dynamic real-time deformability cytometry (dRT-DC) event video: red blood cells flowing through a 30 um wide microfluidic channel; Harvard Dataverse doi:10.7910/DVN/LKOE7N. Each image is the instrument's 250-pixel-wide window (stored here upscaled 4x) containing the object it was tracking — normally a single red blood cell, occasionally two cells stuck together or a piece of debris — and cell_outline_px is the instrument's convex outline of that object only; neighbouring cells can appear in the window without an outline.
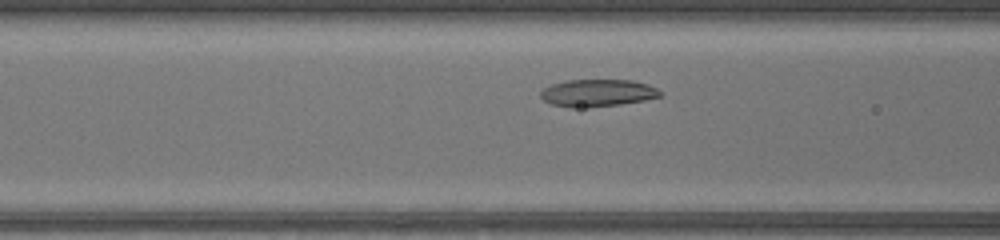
{"species": "common noctule bat (a hibernating species)", "species_latin": "Nyctalus noctula", "temperature_condition": "warm", "stored_images_in_passage": 31, "camera_frame_rate_fps": 3000, "um_per_image_px": 0.085, "animal": {"sex": "female", "body_mass_g": 17.0, "forearm_length_mm": 48.0}, "frame": {"image": 1, "passage_image": 8, "time_ms": 2.333, "image_size_px": [1000, 240], "cell_outline_px": [[660, 96], [644, 100], [620, 104], [572, 108], [552, 104], [544, 100], [540, 96], [540, 92], [544, 88], [552, 84], [568, 80], [632, 80], [648, 84], [656, 88], [660, 92]], "centroid_in_image_um": [50.77, 7.89], "position_along_channel_um": 115.8, "area_um2": 18.73}}
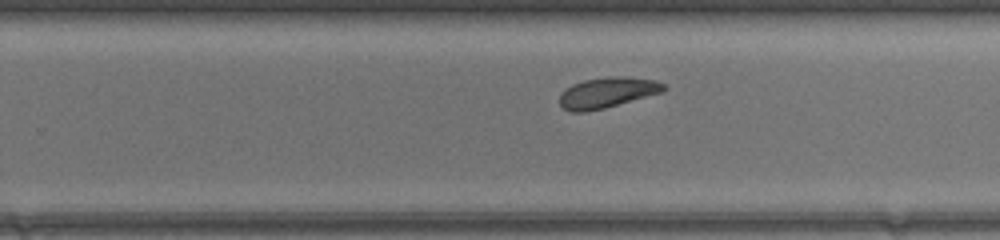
{"frame": {"image": 2, "passage_image": 20, "time_ms": 6.333, "image_size_px": [1000, 240], "cell_outline_px": [[668, 88], [660, 92], [604, 108], [584, 112], [572, 112], [564, 108], [560, 104], [560, 92], [572, 84], [584, 80], [608, 76], [624, 76], [656, 80], [664, 84]], "centroid_in_image_um": [51.59, 7.85], "position_along_channel_um": 278.2, "area_um2": 18.38}}
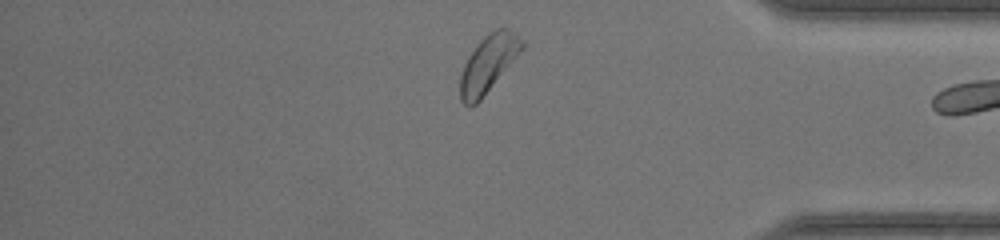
{"frame": {"image": 3, "passage_image": 30, "time_ms": 9.667, "image_size_px": [1000, 240], "cell_outline_px": [[524, 48], [480, 100], [476, 104], [468, 108], [460, 100], [460, 76], [464, 64], [468, 56], [480, 40], [484, 36], [496, 28], [508, 28], [516, 32], [524, 40]], "centroid_in_image_um": [41.51, 5.4], "position_along_channel_um": 393.7, "area_um2": 20.58}}